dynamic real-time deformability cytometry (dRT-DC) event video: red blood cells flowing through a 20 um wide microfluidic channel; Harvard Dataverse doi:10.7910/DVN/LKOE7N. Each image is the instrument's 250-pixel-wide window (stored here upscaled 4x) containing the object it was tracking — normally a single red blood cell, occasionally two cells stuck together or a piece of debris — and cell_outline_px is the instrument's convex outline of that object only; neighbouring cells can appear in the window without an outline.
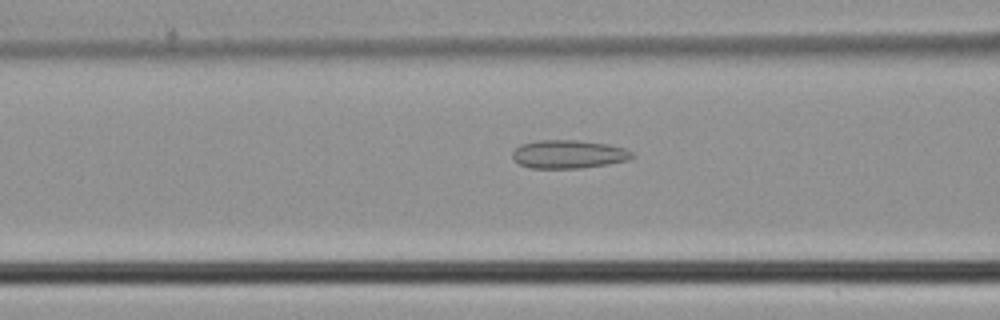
{"species": "common noctule bat (a hibernating species)", "species_latin": "Nyctalus noctula", "temperature_condition": "cold", "stored_images_in_passage": 29, "camera_frame_rate_fps": 3000, "um_per_image_px": 0.085, "animal": {"sex": "male", "body_mass_g": 21.5, "forearm_length_mm": 52.0}, "frame": {"image": 1, "passage_image": 9, "time_ms": 2.667, "image_size_px": [1000, 320], "cell_outline_px": [[636, 156], [628, 160], [608, 164], [580, 168], [532, 168], [520, 164], [512, 160], [512, 152], [520, 144], [536, 140], [580, 140], [608, 144], [624, 148], [632, 152]], "centroid_in_image_um": [48.32, 13.1], "position_along_channel_um": 118.3, "area_um2": 19.94}}
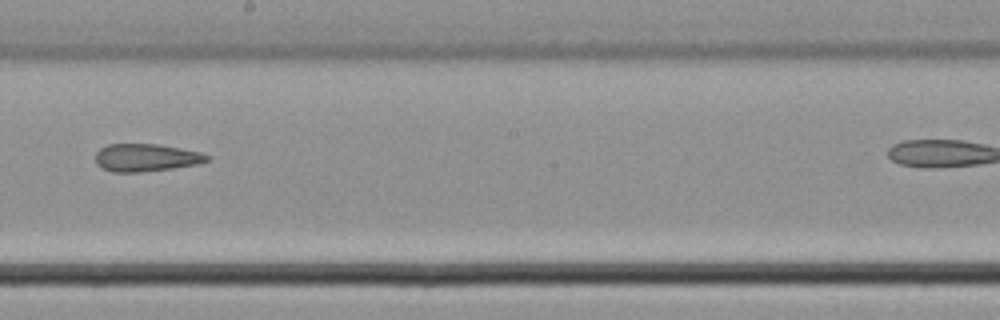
{"frame": {"image": 2, "passage_image": 17, "time_ms": 5.333, "image_size_px": [1000, 320], "cell_outline_px": [[212, 156], [208, 160], [200, 164], [172, 168], [140, 172], [112, 172], [96, 164], [96, 152], [100, 148], [108, 144], [160, 144], [200, 152]], "centroid_in_image_um": [12.43, 13.39], "position_along_channel_um": 235.8, "area_um2": 18.03}}
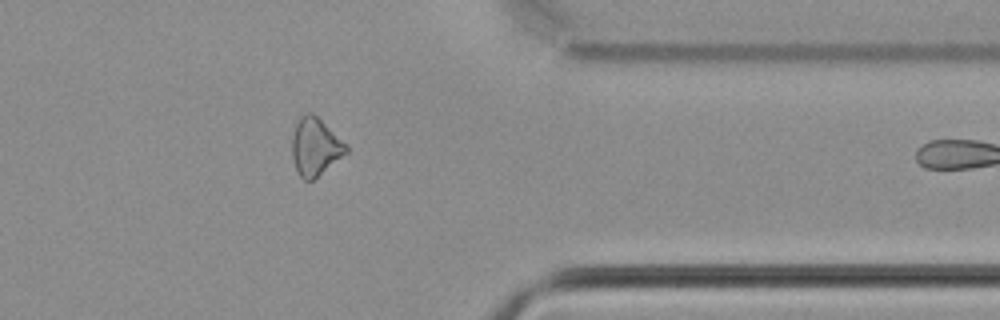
{"frame": {"image": 3, "passage_image": 28, "time_ms": 9.0, "image_size_px": [1000, 320], "cell_outline_px": [[348, 152], [312, 180], [304, 180], [300, 176], [296, 168], [292, 156], [292, 132], [300, 116], [308, 112], [312, 112], [348, 144]], "centroid_in_image_um": [26.8, 12.45], "position_along_channel_um": 384.6, "area_um2": 18.09}}